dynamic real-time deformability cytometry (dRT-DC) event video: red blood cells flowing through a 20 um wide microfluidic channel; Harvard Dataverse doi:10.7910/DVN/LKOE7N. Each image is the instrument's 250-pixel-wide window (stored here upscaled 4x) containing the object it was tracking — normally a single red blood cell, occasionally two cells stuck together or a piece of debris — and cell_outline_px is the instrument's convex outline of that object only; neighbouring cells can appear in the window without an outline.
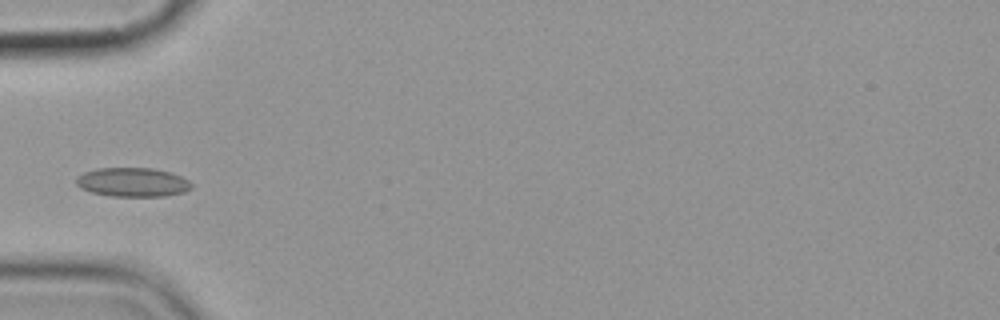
{"species": "common noctule bat (a hibernating species)", "species_latin": "Nyctalus noctula", "temperature_condition": "cold", "stored_images_in_passage": 6, "camera_frame_rate_fps": 3000, "um_per_image_px": 0.085, "animal": {"sex": "female", "body_mass_g": 19.9}, "frame": {"image": 1, "passage_image": 6, "time_ms": 5.667, "image_size_px": [1000, 320], "cell_outline_px": [[192, 188], [184, 192], [164, 196], [112, 196], [92, 192], [80, 188], [76, 184], [76, 176], [84, 172], [96, 168], [152, 168], [172, 172], [188, 180], [192, 184]], "centroid_in_image_um": [11.27, 15.48], "position_along_channel_um": 73.7, "area_um2": 19.59}}